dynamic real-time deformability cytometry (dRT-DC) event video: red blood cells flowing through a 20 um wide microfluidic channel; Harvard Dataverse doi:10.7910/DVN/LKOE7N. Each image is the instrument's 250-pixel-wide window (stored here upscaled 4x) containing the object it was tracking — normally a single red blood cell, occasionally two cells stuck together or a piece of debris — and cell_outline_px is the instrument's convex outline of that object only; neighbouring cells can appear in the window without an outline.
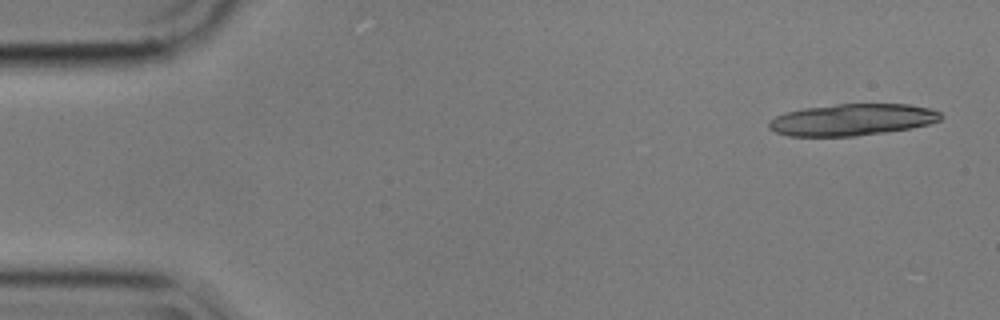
{"species": "common noctule bat (a hibernating species)", "species_latin": "Nyctalus noctula", "temperature_condition": "cold", "stored_images_in_passage": 5, "camera_frame_rate_fps": 3000, "um_per_image_px": 0.085, "animal": {"sex": "male", "body_mass_g": 17.9}, "frame": {"image": 1, "passage_image": 1, "time_ms": 0.0, "image_size_px": [1000, 320], "cell_outline_px": [[944, 116], [940, 120], [928, 124], [912, 128], [856, 136], [788, 136], [776, 132], [768, 128], [768, 124], [776, 116], [784, 112], [804, 108], [836, 104], [908, 104], [932, 108], [940, 112]], "centroid_in_image_um": [72.46, 10.17], "position_along_channel_um": 12.5, "area_um2": 31.85}}
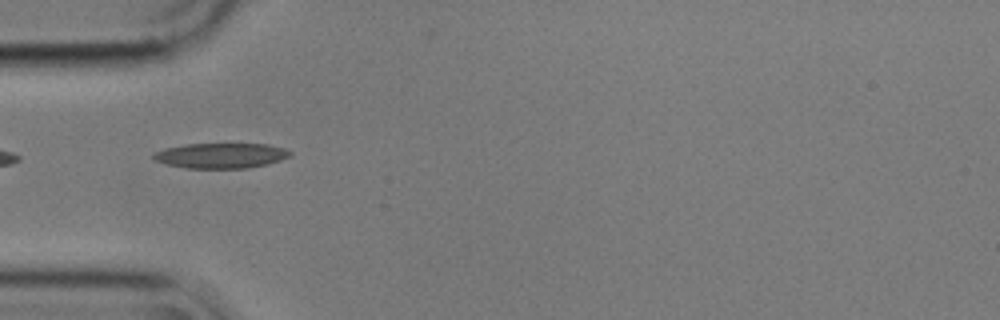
{"frame": {"image": 2, "passage_image": 5, "time_ms": 1.333, "image_size_px": [1000, 320], "cell_outline_px": [[292, 156], [268, 164], [248, 168], [188, 168], [168, 164], [156, 160], [152, 156], [156, 152], [164, 148], [184, 144], [268, 144], [284, 148], [292, 152]], "centroid_in_image_um": [18.83, 13.22], "position_along_channel_um": 66.2, "area_um2": 20.0}}